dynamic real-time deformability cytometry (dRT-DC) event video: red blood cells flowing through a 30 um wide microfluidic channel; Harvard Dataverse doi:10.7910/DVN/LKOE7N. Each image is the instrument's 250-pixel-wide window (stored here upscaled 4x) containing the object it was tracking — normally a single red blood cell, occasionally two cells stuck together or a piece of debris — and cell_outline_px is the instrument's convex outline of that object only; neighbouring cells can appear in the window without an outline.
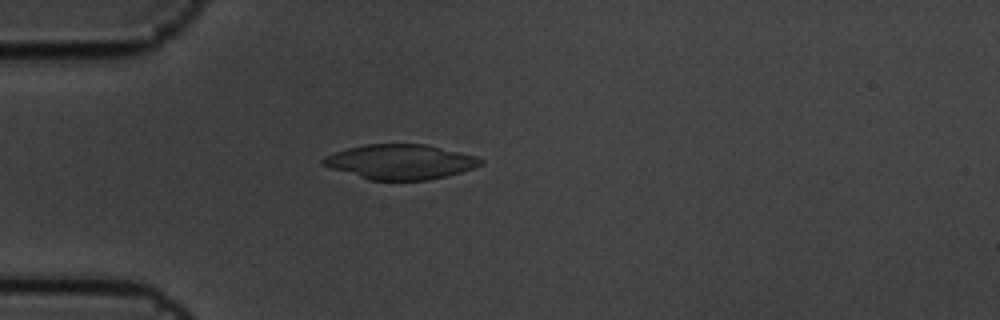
{"species": "common noctule bat (a hibernating species)", "species_latin": "Nyctalus noctula", "temperature_condition": "cold", "stored_images_in_passage": 5, "camera_frame_rate_fps": 3000, "um_per_image_px": 0.085, "animal": {"sex": "male", "body_mass_g": 19.5, "forearm_length_mm": 54.6}, "frame": {"image": 1, "passage_image": 5, "time_ms": 1.333, "image_size_px": [1000, 320], "cell_outline_px": [[484, 164], [460, 172], [428, 180], [368, 180], [320, 164], [320, 160], [324, 156], [348, 148], [364, 144], [424, 144], [476, 156], [484, 160]], "centroid_in_image_um": [34.0, 13.75], "position_along_channel_um": 51.0, "area_um2": 31.79}}